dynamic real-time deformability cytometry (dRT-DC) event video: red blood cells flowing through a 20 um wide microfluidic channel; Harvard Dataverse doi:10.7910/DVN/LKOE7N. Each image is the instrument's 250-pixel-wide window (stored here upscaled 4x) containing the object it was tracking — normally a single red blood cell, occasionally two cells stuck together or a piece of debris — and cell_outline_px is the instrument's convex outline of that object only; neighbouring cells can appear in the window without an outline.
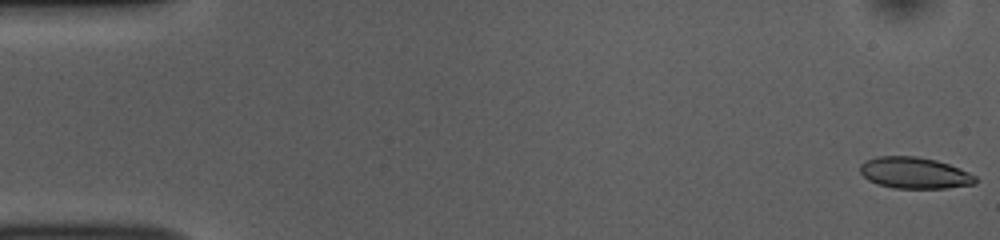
{"species": "common noctule bat (a hibernating species)", "species_latin": "Nyctalus noctula", "temperature_condition": "room temperature", "stored_images_in_passage": 53, "camera_frame_rate_fps": 3000, "um_per_image_px": 0.085, "animal": {"sex": "female", "body_mass_g": 10.0, "forearm_length_mm": 53.1}, "frame": {"image": 1, "passage_image": 1, "time_ms": 0.0, "image_size_px": [1000, 240], "cell_outline_px": [[976, 184], [944, 188], [892, 188], [876, 184], [868, 180], [860, 172], [860, 164], [864, 160], [876, 156], [916, 156], [936, 160], [960, 168], [976, 176]], "centroid_in_image_um": [77.7, 14.69], "position_along_channel_um": 7.3, "area_um2": 21.21}}
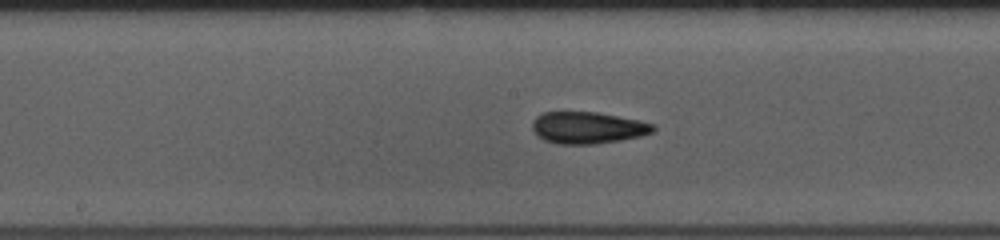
{"frame": {"image": 2, "passage_image": 27, "time_ms": 8.667, "image_size_px": [1000, 240], "cell_outline_px": [[656, 128], [652, 132], [640, 136], [620, 140], [592, 144], [556, 144], [544, 140], [532, 128], [532, 120], [536, 116], [544, 112], [596, 112], [640, 120], [656, 124]], "centroid_in_image_um": [49.97, 10.85], "position_along_channel_um": 198.2, "area_um2": 22.37}}
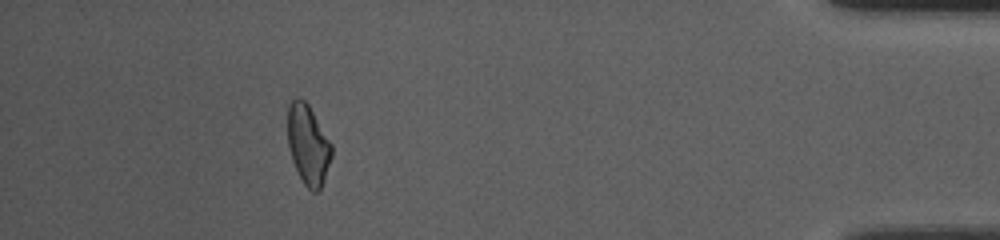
{"frame": {"image": 3, "passage_image": 48, "time_ms": 15.667, "image_size_px": [1000, 240], "cell_outline_px": [[332, 156], [324, 180], [320, 188], [316, 192], [312, 192], [304, 184], [292, 160], [288, 148], [288, 104], [296, 96], [300, 96], [308, 104], [332, 144]], "centroid_in_image_um": [26.18, 12.27], "position_along_channel_um": 409.0, "area_um2": 20.46}, "authors_computed_cell_mechanics": {"area_um2": 21.4438, "velocity_mm_per_s": 3.7975, "shape_relaxation_time_tau1_ms": 5.7917, "shape_relaxation_time_tau2_ms": 4.2528, "deformation_change_tau1": 0.1381, "deformation_change_tau2": 0.0862}}